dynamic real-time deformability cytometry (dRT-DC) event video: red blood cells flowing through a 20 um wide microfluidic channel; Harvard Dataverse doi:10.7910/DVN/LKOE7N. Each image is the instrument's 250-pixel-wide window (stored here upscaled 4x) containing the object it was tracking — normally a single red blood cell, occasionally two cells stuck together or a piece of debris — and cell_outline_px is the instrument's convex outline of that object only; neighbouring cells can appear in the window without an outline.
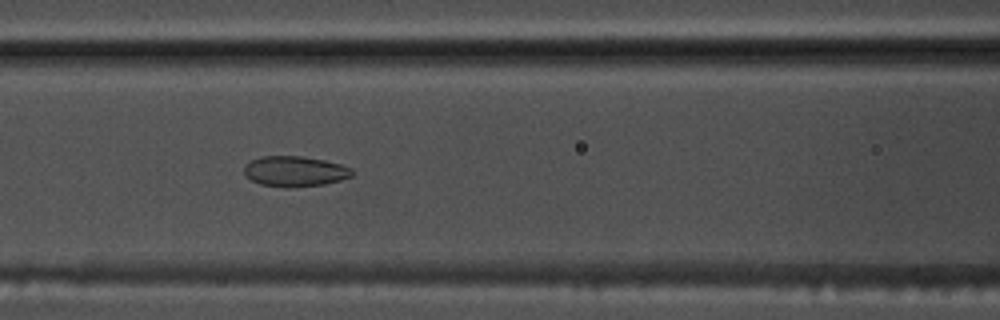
{"species": "common noctule bat (a hibernating species)", "species_latin": "Nyctalus noctula", "temperature_condition": "warm", "stored_images_in_passage": 21, "camera_frame_rate_fps": 3000, "um_per_image_px": 0.085, "animal": {"sex": "male", "body_mass_g": 17.5, "forearm_length_mm": 52.3}, "frame": {"image": 1, "passage_image": 10, "time_ms": 3.0, "image_size_px": [1000, 320], "cell_outline_px": [[352, 176], [340, 180], [324, 184], [288, 188], [284, 188], [260, 184], [244, 176], [244, 164], [260, 156], [300, 156], [324, 160], [340, 164], [352, 168]], "centroid_in_image_um": [25.02, 14.57], "position_along_channel_um": 141.6, "area_um2": 19.25}}